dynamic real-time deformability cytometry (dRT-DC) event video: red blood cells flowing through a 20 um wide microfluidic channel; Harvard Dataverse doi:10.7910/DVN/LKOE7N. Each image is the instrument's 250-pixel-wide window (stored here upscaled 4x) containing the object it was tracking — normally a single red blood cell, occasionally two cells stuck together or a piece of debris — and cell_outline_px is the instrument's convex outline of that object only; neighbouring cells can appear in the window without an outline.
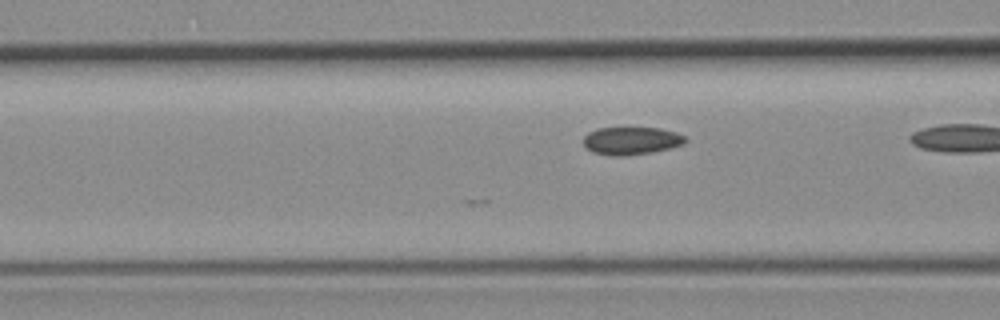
{"species": "common noctule bat (a hibernating species)", "species_latin": "Nyctalus noctula", "temperature_condition": "room temperature", "stored_images_in_passage": 4, "camera_frame_rate_fps": 3000, "um_per_image_px": 0.085, "animal": {"sex": "female", "body_mass_g": 19.3, "forearm_length_mm": 54.1}, "frame": {"image": 1, "passage_image": 4, "time_ms": 1.0, "image_size_px": [1000, 320], "cell_outline_px": [[688, 140], [684, 144], [652, 152], [624, 156], [612, 156], [592, 152], [584, 144], [584, 136], [588, 132], [596, 128], [660, 128], [676, 132], [684, 136]], "centroid_in_image_um": [53.66, 11.96], "position_along_channel_um": 112.9, "area_um2": 16.47}}